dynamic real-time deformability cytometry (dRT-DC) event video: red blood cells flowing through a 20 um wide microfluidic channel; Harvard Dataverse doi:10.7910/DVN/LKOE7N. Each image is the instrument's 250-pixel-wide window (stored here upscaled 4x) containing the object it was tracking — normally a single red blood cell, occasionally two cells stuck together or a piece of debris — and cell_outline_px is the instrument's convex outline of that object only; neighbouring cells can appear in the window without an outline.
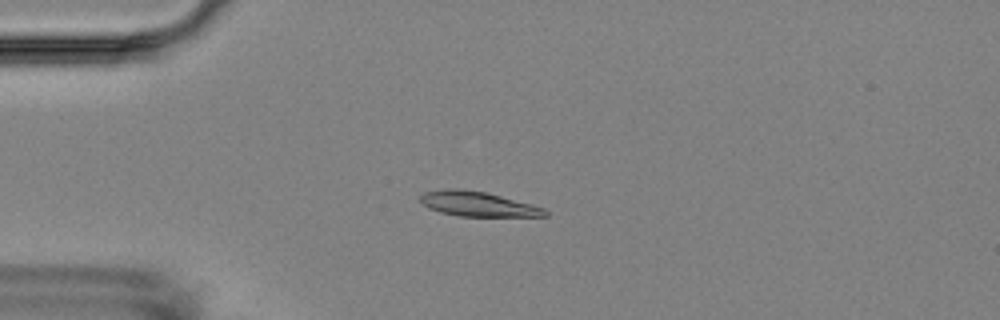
{"species": "Egyptian fruit bat (a non-hibernating species)", "species_latin": "Rousettus aegyptiacus", "temperature_condition": "room temperature", "stored_images_in_passage": 6, "camera_frame_rate_fps": 3000, "um_per_image_px": 0.085, "animal": {"sex": "female"}, "frame": {"image": 1, "passage_image": 5, "time_ms": 4.667, "image_size_px": [1000, 320], "cell_outline_px": [[548, 216], [460, 216], [440, 212], [428, 208], [420, 200], [420, 196], [424, 192], [448, 188], [460, 188], [484, 192], [532, 204], [544, 208], [548, 212]], "centroid_in_image_um": [40.6, 17.34], "position_along_channel_um": 44.4, "area_um2": 17.86}}